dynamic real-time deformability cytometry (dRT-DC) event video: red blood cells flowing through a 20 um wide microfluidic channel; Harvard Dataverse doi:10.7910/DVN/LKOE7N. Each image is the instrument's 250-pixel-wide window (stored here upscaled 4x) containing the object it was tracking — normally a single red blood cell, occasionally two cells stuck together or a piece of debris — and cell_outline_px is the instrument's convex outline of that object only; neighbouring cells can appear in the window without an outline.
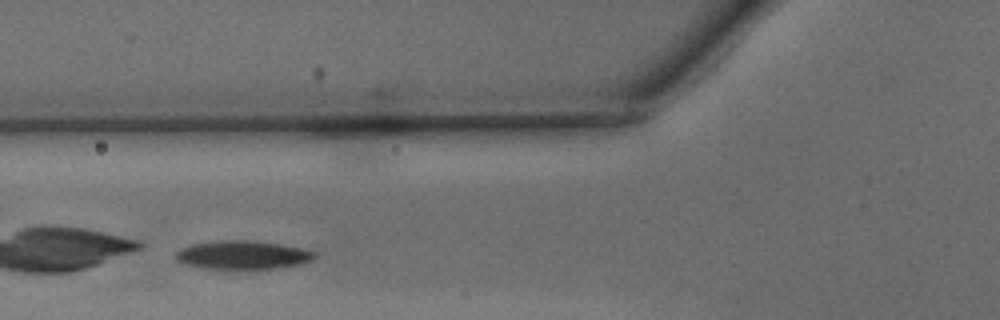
{"species": "common noctule bat (a hibernating species)", "species_latin": "Nyctalus noctula", "temperature_condition": "warm", "stored_images_in_passage": 25, "camera_frame_rate_fps": 3000, "um_per_image_px": 0.085, "animal": {"sex": "male", "body_mass_g": 15.6}, "frame": {"image": 1, "passage_image": 6, "time_ms": 1.667, "image_size_px": [1000, 320], "cell_outline_px": [[316, 256], [312, 260], [300, 264], [276, 268], [248, 272], [236, 272], [204, 268], [184, 264], [176, 260], [176, 252], [180, 248], [192, 244], [216, 240], [256, 240], [304, 248], [316, 252]], "centroid_in_image_um": [20.63, 21.71], "position_along_channel_um": 105.2, "area_um2": 24.33}}
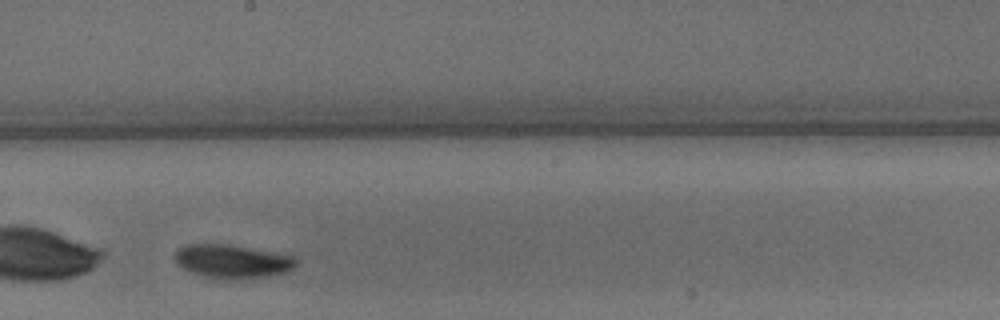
{"frame": {"image": 2, "passage_image": 15, "time_ms": 4.667, "image_size_px": [1000, 320], "cell_outline_px": [[300, 260], [288, 272], [268, 276], [228, 280], [224, 280], [204, 276], [180, 268], [176, 264], [172, 256], [184, 244], [224, 244], [292, 252]], "centroid_in_image_um": [19.84, 22.19], "position_along_channel_um": 228.4, "area_um2": 24.8}}
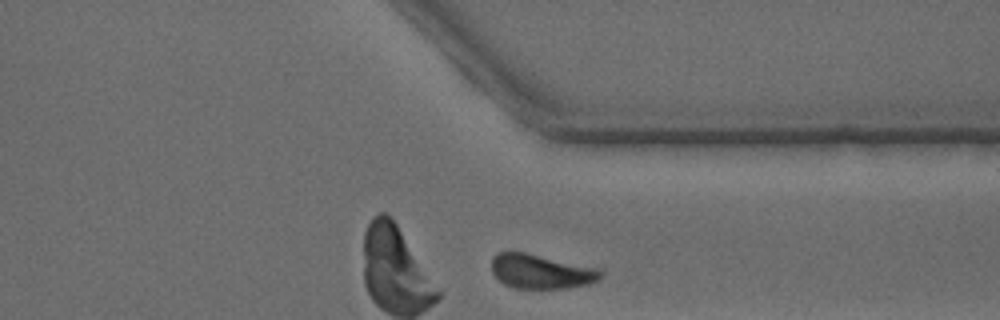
{"frame": {"image": 3, "passage_image": 25, "time_ms": 8.0, "image_size_px": [1000, 320], "cell_outline_px": [[604, 276], [588, 284], [568, 288], [512, 288], [504, 284], [492, 272], [492, 256], [496, 252], [524, 252], [600, 268], [604, 272]], "centroid_in_image_um": [46.01, 23.07], "position_along_channel_um": 365.4, "area_um2": 21.96}, "authors_computed_cell_mechanics": {"area_um2": 23.987, "velocity_mm_per_s": 4.1052, "shape_relaxation_time_tau1_ms": 1.1499, "shape_relaxation_time_tau2_ms": null, "deformation_change_tau1": 0.1835, "deformation_change_tau2": null}}